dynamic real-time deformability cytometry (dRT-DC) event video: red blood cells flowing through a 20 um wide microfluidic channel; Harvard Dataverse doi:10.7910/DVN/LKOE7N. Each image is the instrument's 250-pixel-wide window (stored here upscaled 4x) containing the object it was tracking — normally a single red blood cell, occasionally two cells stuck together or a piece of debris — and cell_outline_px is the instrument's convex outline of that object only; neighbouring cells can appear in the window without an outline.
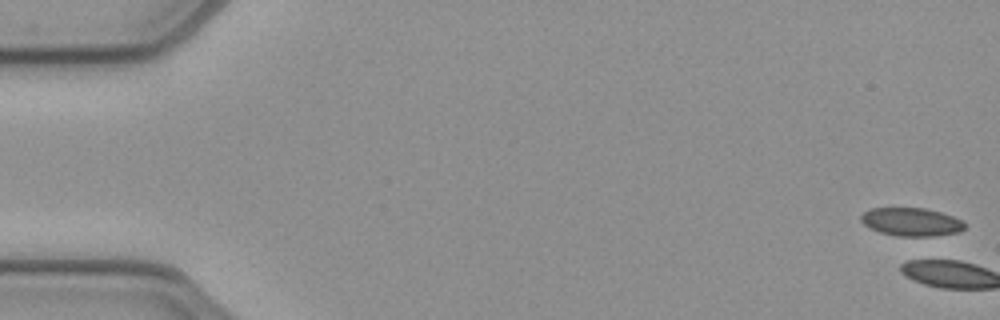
{"species": "common noctule bat (a hibernating species)", "species_latin": "Nyctalus noctula", "temperature_condition": "cold", "stored_images_in_passage": 3, "camera_frame_rate_fps": 3000, "um_per_image_px": 0.085, "animal": {"sex": "female", "body_mass_g": 21.9}, "frame": {"image": 1, "passage_image": 1, "time_ms": 0.0, "image_size_px": [1000, 320], "cell_outline_px": [[964, 228], [960, 232], [932, 236], [896, 236], [880, 232], [868, 228], [860, 220], [860, 216], [864, 212], [872, 208], [924, 208], [940, 212], [952, 216], [960, 220], [964, 224]], "centroid_in_image_um": [77.42, 18.86], "position_along_channel_um": 7.6, "area_um2": 16.99}}